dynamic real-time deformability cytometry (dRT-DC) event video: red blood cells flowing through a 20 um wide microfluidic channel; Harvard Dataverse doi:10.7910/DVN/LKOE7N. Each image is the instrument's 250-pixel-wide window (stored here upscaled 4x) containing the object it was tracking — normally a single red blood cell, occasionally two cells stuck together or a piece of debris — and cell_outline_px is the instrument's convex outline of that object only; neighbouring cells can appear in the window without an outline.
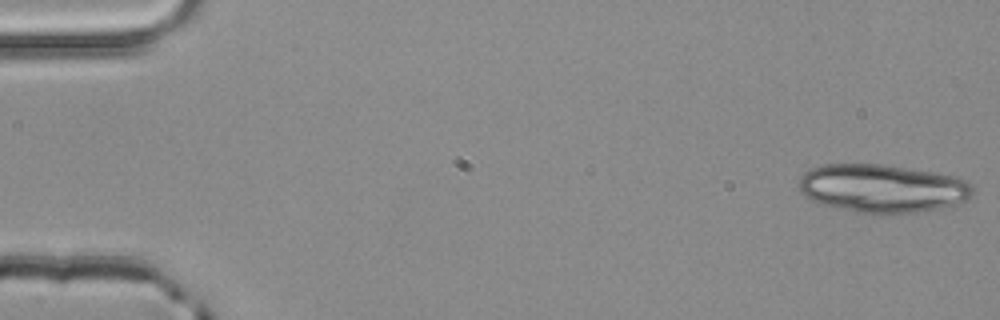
{"species": "common noctule bat (a hibernating species)", "species_latin": "Nyctalus noctula", "temperature_condition": "room temperature", "stored_images_in_passage": 4, "camera_frame_rate_fps": 3000, "um_per_image_px": 0.085, "animal": {"sex": "male", "body_mass_g": 20.4}, "frame": {"image": 1, "passage_image": 1, "time_ms": 0.0, "image_size_px": [1000, 320], "cell_outline_px": [[972, 192], [964, 200], [956, 204], [940, 208], [916, 212], [888, 216], [876, 216], [836, 208], [820, 204], [804, 196], [800, 192], [800, 176], [804, 172], [812, 168], [824, 164], [884, 164], [936, 172], [960, 176], [968, 180], [972, 184]], "centroid_in_image_um": [75.0, 16.03], "position_along_channel_um": 10.0, "area_um2": 49.88}}